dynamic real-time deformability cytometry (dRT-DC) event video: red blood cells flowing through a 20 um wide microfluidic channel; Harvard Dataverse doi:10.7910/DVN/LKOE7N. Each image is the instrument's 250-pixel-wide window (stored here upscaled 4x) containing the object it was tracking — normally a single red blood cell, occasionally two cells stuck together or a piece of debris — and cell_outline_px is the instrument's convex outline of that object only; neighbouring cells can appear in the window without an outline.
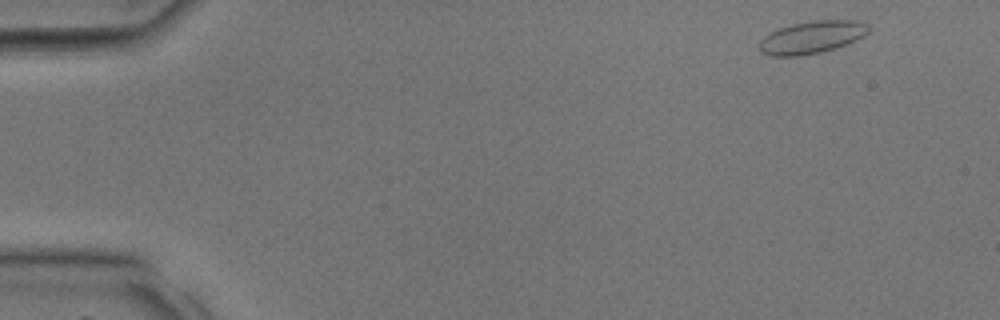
{"species": "common noctule bat (a hibernating species)", "species_latin": "Nyctalus noctula", "temperature_condition": "room temperature", "stored_images_in_passage": 35, "camera_frame_rate_fps": 3000, "um_per_image_px": 0.085, "animal": {"sex": "male", "body_mass_g": 17.9, "forearm_length_mm": 54.2}, "frame": {"image": 1, "passage_image": 1, "time_ms": 0.0, "image_size_px": [1000, 320], "cell_outline_px": [[868, 32], [864, 36], [848, 44], [836, 48], [820, 52], [800, 56], [772, 56], [760, 52], [760, 40], [764, 36], [776, 28], [792, 24], [812, 20], [856, 20], [868, 24]], "centroid_in_image_um": [69.0, 3.16], "position_along_channel_um": 16.0, "area_um2": 20.87}}
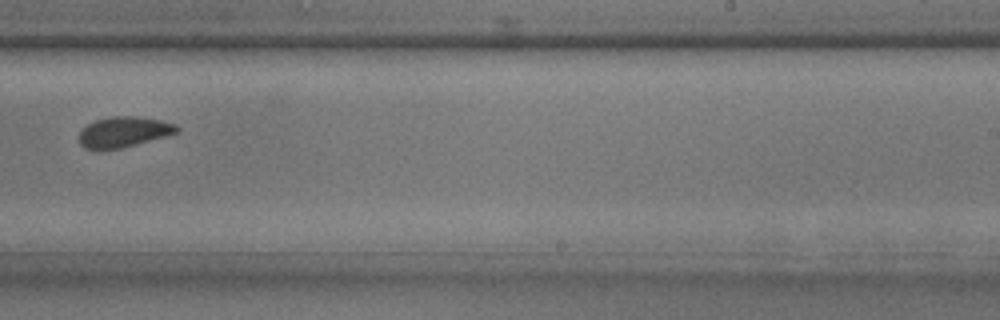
{"frame": {"image": 2, "passage_image": 22, "time_ms": 7.0, "image_size_px": [1000, 320], "cell_outline_px": [[180, 132], [120, 148], [100, 152], [84, 148], [80, 144], [80, 132], [88, 124], [96, 120], [108, 116], [136, 116], [160, 120], [176, 124], [180, 128]], "centroid_in_image_um": [10.5, 11.23], "position_along_channel_um": 278.5, "area_um2": 17.57}}
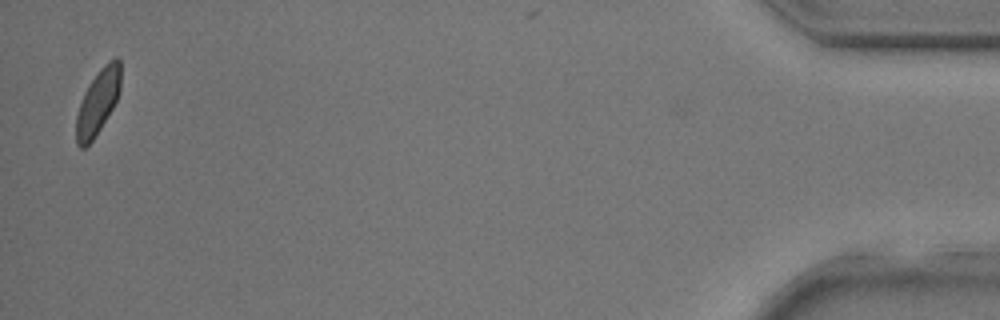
{"frame": {"image": 3, "passage_image": 35, "time_ms": 11.333, "image_size_px": [1000, 320], "cell_outline_px": [[120, 88], [116, 100], [112, 108], [100, 128], [92, 140], [84, 148], [80, 148], [76, 144], [76, 116], [84, 92], [88, 84], [100, 68], [108, 60], [116, 56], [120, 60]], "centroid_in_image_um": [8.31, 8.63], "position_along_channel_um": 426.9, "area_um2": 16.65}}